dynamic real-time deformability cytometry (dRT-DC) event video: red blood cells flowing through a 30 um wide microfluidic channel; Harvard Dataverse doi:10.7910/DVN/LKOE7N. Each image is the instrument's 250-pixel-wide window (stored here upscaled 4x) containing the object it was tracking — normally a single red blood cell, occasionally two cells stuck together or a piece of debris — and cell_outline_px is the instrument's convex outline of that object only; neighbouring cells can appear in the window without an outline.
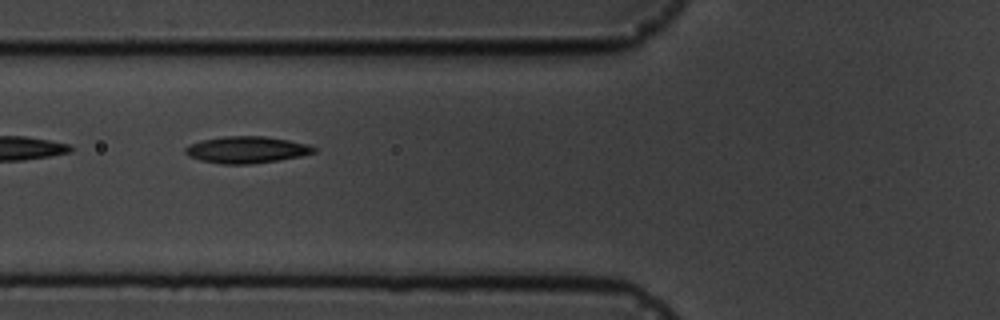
{"species": "common noctule bat (a hibernating species)", "species_latin": "Nyctalus noctula", "temperature_condition": "cold", "stored_images_in_passage": 2, "camera_frame_rate_fps": 3000, "um_per_image_px": 0.085, "animal": {"sex": "male", "body_mass_g": 19.5, "forearm_length_mm": 54.6}, "frame": {"image": 1, "passage_image": 2, "time_ms": 1.333, "image_size_px": [1000, 320], "cell_outline_px": [[316, 152], [300, 156], [280, 160], [252, 164], [224, 164], [200, 160], [188, 156], [184, 152], [184, 148], [188, 144], [200, 140], [224, 136], [264, 136], [288, 140], [308, 144], [316, 148]], "centroid_in_image_um": [20.93, 12.73], "position_along_channel_um": 104.9, "area_um2": 20.17}}